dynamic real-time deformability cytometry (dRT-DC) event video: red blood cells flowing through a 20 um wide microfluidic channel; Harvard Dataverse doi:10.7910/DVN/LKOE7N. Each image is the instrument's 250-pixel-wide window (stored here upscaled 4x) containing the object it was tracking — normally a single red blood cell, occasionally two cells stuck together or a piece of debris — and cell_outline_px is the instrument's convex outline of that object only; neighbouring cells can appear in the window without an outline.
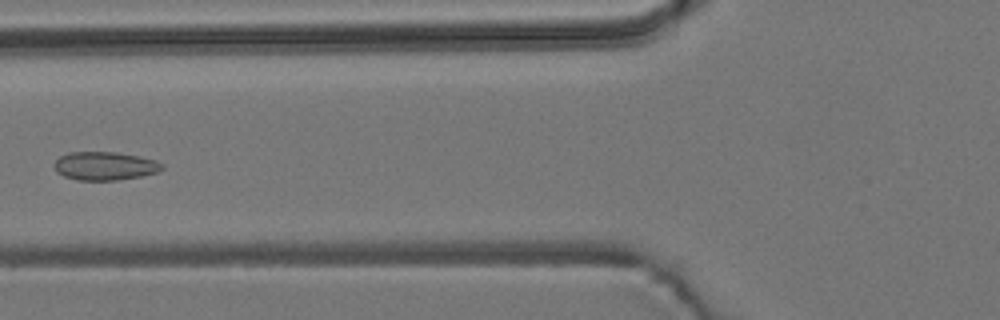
{"species": "common noctule bat (a hibernating species)", "species_latin": "Nyctalus noctula", "temperature_condition": "room temperature", "stored_images_in_passage": 7, "camera_frame_rate_fps": 3000, "um_per_image_px": 0.085, "animal": {"sex": "male", "body_mass_g": 19.2, "forearm_length_mm": 51.8}, "frame": {"image": 1, "passage_image": 6, "time_ms": 5.667, "image_size_px": [1000, 320], "cell_outline_px": [[164, 168], [156, 172], [140, 176], [116, 180], [76, 180], [64, 176], [56, 172], [52, 164], [60, 156], [68, 152], [116, 152], [140, 156], [156, 160], [164, 164]], "centroid_in_image_um": [8.89, 14.1], "position_along_channel_um": 116.9, "area_um2": 17.98}}
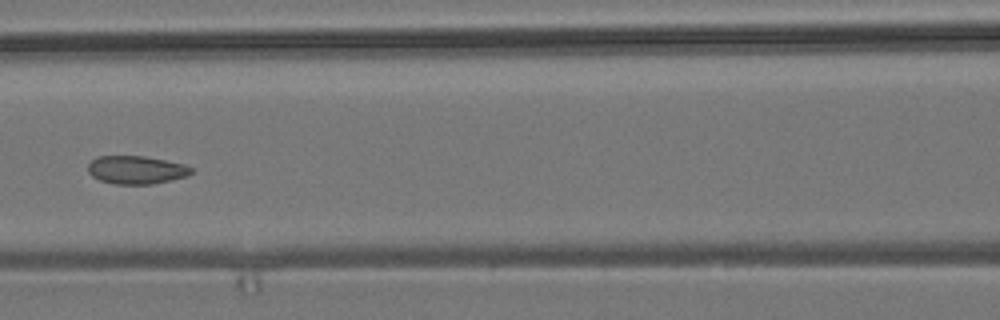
{"frame": {"image": 2, "passage_image": 7, "time_ms": 6.667, "image_size_px": [1000, 320], "cell_outline_px": [[192, 172], [188, 176], [152, 184], [116, 184], [100, 180], [92, 176], [88, 172], [88, 164], [96, 156], [144, 156], [184, 164], [192, 168]], "centroid_in_image_um": [11.57, 14.44], "position_along_channel_um": 155.0, "area_um2": 16.88}}